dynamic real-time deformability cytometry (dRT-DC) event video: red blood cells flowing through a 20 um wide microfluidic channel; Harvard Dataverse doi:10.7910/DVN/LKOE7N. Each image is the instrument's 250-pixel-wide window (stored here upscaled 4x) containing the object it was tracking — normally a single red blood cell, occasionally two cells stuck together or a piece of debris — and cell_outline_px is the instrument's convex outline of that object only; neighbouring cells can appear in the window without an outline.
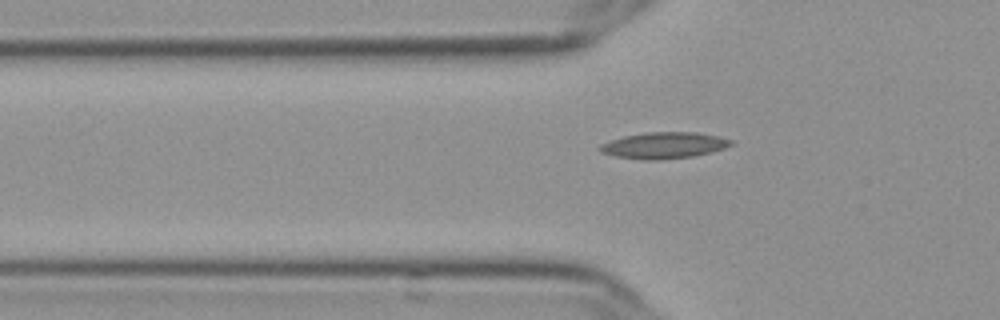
{"species": "Egyptian fruit bat (a non-hibernating species)", "species_latin": "Rousettus aegyptiacus", "temperature_condition": "cold", "stored_images_in_passage": 42, "segment_of_instrument_passage": [1, 2], "camera_frame_rate_fps": 3000, "um_per_image_px": 0.085, "frame": {"image": 1, "passage_image": 4, "time_ms": 1.0, "image_size_px": [1000, 320], "cell_outline_px": [[732, 144], [724, 148], [692, 156], [656, 160], [644, 160], [616, 156], [600, 152], [596, 148], [600, 144], [624, 136], [644, 132], [696, 132], [716, 136], [732, 140]], "centroid_in_image_um": [56.37, 12.35], "position_along_channel_um": 69.4, "area_um2": 19.88}}
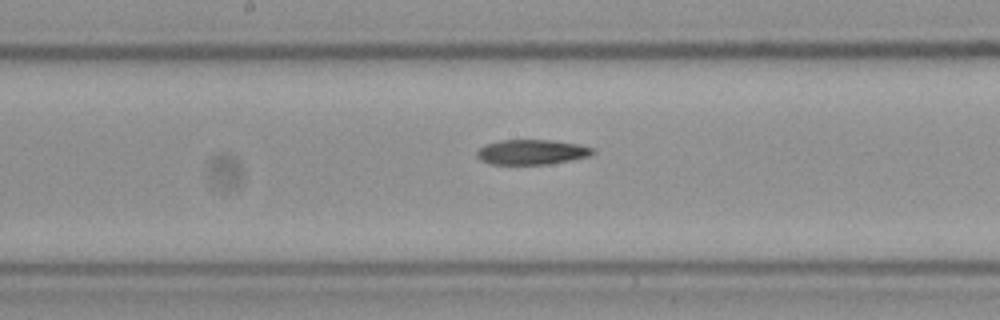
{"frame": {"image": 2, "passage_image": 15, "time_ms": 4.667, "image_size_px": [1000, 320], "cell_outline_px": [[596, 152], [588, 156], [548, 164], [492, 164], [480, 160], [476, 156], [476, 152], [484, 144], [500, 140], [552, 140], [580, 144], [592, 148]], "centroid_in_image_um": [45.16, 12.91], "position_along_channel_um": 203.0, "area_um2": 16.82}}
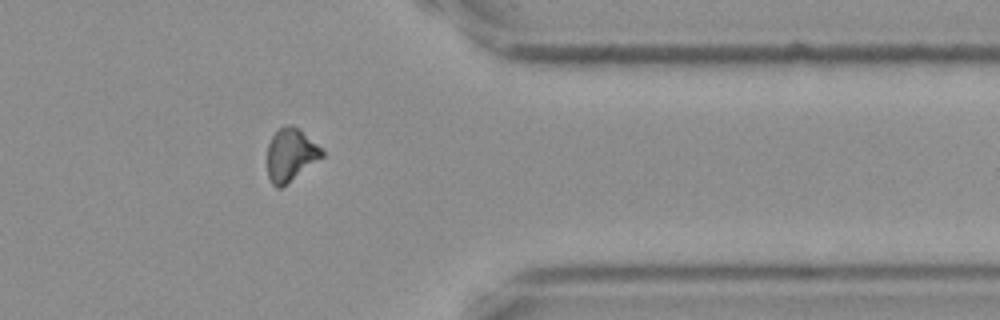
{"frame": {"image": 3, "passage_image": 31, "time_ms": 10.0, "image_size_px": [1000, 320], "cell_outline_px": [[324, 156], [280, 188], [276, 188], [272, 184], [268, 176], [268, 144], [272, 136], [284, 124], [292, 124], [300, 128], [324, 152]], "centroid_in_image_um": [24.7, 13.13], "position_along_channel_um": 386.7, "area_um2": 16.65}}